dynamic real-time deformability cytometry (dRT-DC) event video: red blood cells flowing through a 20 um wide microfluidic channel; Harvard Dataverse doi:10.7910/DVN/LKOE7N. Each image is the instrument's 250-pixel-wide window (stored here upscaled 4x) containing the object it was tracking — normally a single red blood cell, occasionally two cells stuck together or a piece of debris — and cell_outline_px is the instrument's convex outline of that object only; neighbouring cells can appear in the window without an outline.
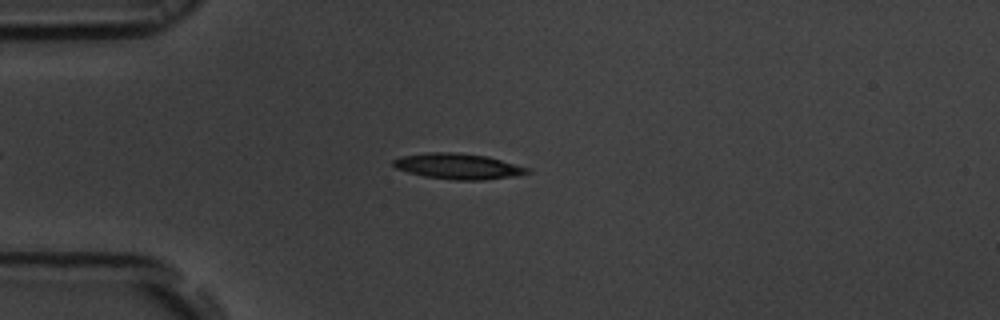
{"species": "common noctule bat (a hibernating species)", "species_latin": "Nyctalus noctula", "temperature_condition": "room temperature", "stored_images_in_passage": 50, "camera_frame_rate_fps": 3000, "um_per_image_px": 0.085, "animal": {"sex": "male", "body_mass_g": 19.5, "forearm_length_mm": 54.6}, "frame": {"image": 1, "passage_image": 13, "time_ms": 4.0, "image_size_px": [1000, 320], "cell_outline_px": [[532, 172], [516, 176], [484, 180], [456, 180], [424, 176], [408, 172], [396, 168], [392, 164], [392, 160], [400, 156], [428, 152], [456, 152], [488, 156], [528, 168]], "centroid_in_image_um": [38.93, 14.13], "position_along_channel_um": 46.1, "area_um2": 20.11}}
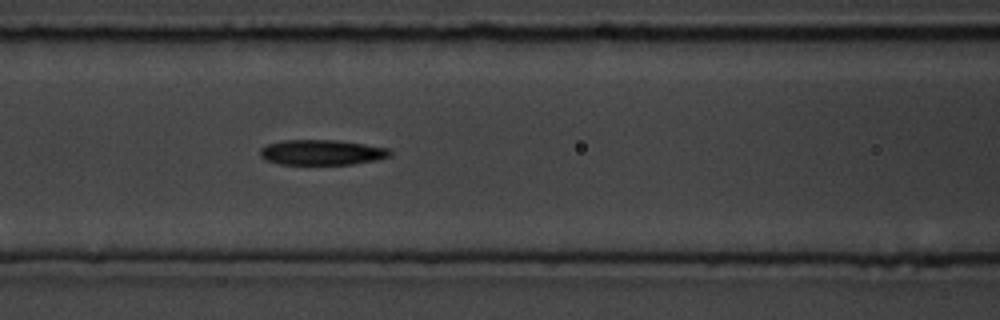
{"frame": {"image": 2, "passage_image": 22, "time_ms": 7.0, "image_size_px": [1000, 320], "cell_outline_px": [[392, 152], [388, 156], [376, 160], [352, 164], [280, 164], [268, 160], [260, 156], [260, 148], [268, 144], [284, 140], [340, 140], [392, 148]], "centroid_in_image_um": [27.4, 12.94], "position_along_channel_um": 139.2, "area_um2": 19.13}}
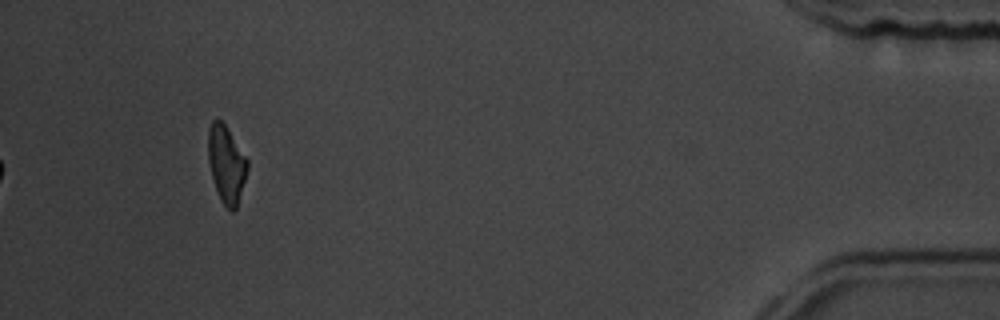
{"frame": {"image": 3, "passage_image": 50, "time_ms": 16.333, "image_size_px": [1000, 320], "cell_outline_px": [[248, 168], [236, 208], [232, 212], [220, 200], [212, 176], [208, 160], [208, 128], [212, 120], [216, 116], [224, 124], [248, 160]], "centroid_in_image_um": [19.22, 13.92], "position_along_channel_um": 416.0, "area_um2": 17.4}, "authors_computed_cell_mechanics": {"area_um2": 19.363, "velocity_mm_per_s": 3.7089, "shape_relaxation_time_tau1_ms": 3.2125, "shape_relaxation_time_tau2_ms": 5.4719, "deformation_change_tau1": 0.1881, "deformation_change_tau2": 0.1662}}